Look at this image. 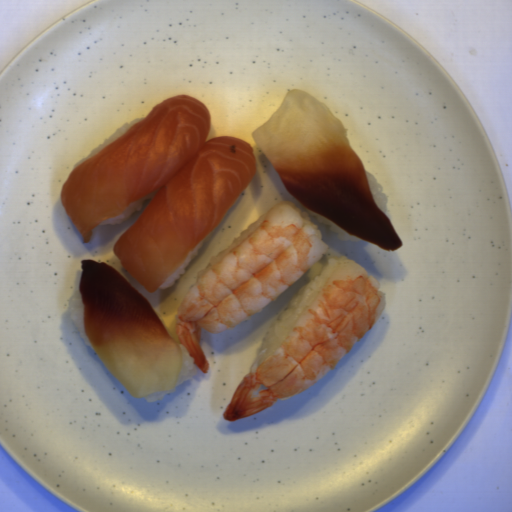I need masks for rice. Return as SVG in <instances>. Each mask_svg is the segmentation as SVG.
Listing matches in <instances>:
<instances>
[{
    "instance_id": "obj_1",
    "label": "rice",
    "mask_w": 512,
    "mask_h": 512,
    "mask_svg": "<svg viewBox=\"0 0 512 512\" xmlns=\"http://www.w3.org/2000/svg\"><path fill=\"white\" fill-rule=\"evenodd\" d=\"M346 261H349L347 256L339 260L327 259V264L321 275L315 276L314 280L290 297L285 309L278 316L277 320L272 323L263 338L258 352L253 358L250 371L253 370L256 363L264 360L293 331L302 314L319 296L331 274L339 265Z\"/></svg>"
},
{
    "instance_id": "obj_2",
    "label": "rice",
    "mask_w": 512,
    "mask_h": 512,
    "mask_svg": "<svg viewBox=\"0 0 512 512\" xmlns=\"http://www.w3.org/2000/svg\"><path fill=\"white\" fill-rule=\"evenodd\" d=\"M300 214L306 219L314 233L318 236L320 240L323 241L321 230L319 229V226L316 225L315 222H312V217H315L317 223L326 225L329 227L330 231L337 235V240L343 241V242H351V243H357L362 241V238H359L357 236H354L352 234H349L347 231H345L342 227L338 226L337 224L331 222L330 220L324 218L323 216L315 213L314 211L310 209L306 210H300Z\"/></svg>"
},
{
    "instance_id": "obj_3",
    "label": "rice",
    "mask_w": 512,
    "mask_h": 512,
    "mask_svg": "<svg viewBox=\"0 0 512 512\" xmlns=\"http://www.w3.org/2000/svg\"><path fill=\"white\" fill-rule=\"evenodd\" d=\"M269 212L264 213L259 219H257L255 222H253L251 225H249L247 228L242 230L238 237H234V240L229 248L226 250L220 252L217 255H211L209 264L203 269L199 270L196 275V283L220 260L222 259L227 253H229L232 249L237 247L239 244L247 240L253 233H255L265 220L266 216Z\"/></svg>"
},
{
    "instance_id": "obj_4",
    "label": "rice",
    "mask_w": 512,
    "mask_h": 512,
    "mask_svg": "<svg viewBox=\"0 0 512 512\" xmlns=\"http://www.w3.org/2000/svg\"><path fill=\"white\" fill-rule=\"evenodd\" d=\"M84 310H85V306L82 302V294H81L80 290L77 289L69 299V315H70V318H71L74 326L76 327L80 337L83 339L85 345L89 346L91 348V350L95 354H97L95 349L91 345V343L87 337V334L85 332Z\"/></svg>"
},
{
    "instance_id": "obj_5",
    "label": "rice",
    "mask_w": 512,
    "mask_h": 512,
    "mask_svg": "<svg viewBox=\"0 0 512 512\" xmlns=\"http://www.w3.org/2000/svg\"><path fill=\"white\" fill-rule=\"evenodd\" d=\"M177 345L179 347L182 363L174 385V389L184 382L194 378V374H197L198 372V367L195 365L194 357L190 356V352L181 343Z\"/></svg>"
},
{
    "instance_id": "obj_6",
    "label": "rice",
    "mask_w": 512,
    "mask_h": 512,
    "mask_svg": "<svg viewBox=\"0 0 512 512\" xmlns=\"http://www.w3.org/2000/svg\"><path fill=\"white\" fill-rule=\"evenodd\" d=\"M215 230V228H214ZM214 230L209 233L199 244H197L190 252L189 254L187 255V257L185 258V260L183 261V263L181 264V266L174 272L172 273L166 280L165 282L159 286L157 289H168L172 286L175 285L176 283V280L180 279L181 275H185L186 273V269L188 267V265L191 263V261L197 257L198 255V251L200 248H202V246L204 245V243H207Z\"/></svg>"
},
{
    "instance_id": "obj_7",
    "label": "rice",
    "mask_w": 512,
    "mask_h": 512,
    "mask_svg": "<svg viewBox=\"0 0 512 512\" xmlns=\"http://www.w3.org/2000/svg\"><path fill=\"white\" fill-rule=\"evenodd\" d=\"M159 190L160 189L157 188L156 190H154L150 194H148V195H146V196H144V197H142V198H140V199H138V200H136L134 202L129 203L124 213H122L119 216L106 219V220L100 222L98 225L116 226L118 224L124 223L125 221H127L131 217V215L135 211H140L141 210L144 201H146V200H150L151 201L154 198L155 194Z\"/></svg>"
},
{
    "instance_id": "obj_8",
    "label": "rice",
    "mask_w": 512,
    "mask_h": 512,
    "mask_svg": "<svg viewBox=\"0 0 512 512\" xmlns=\"http://www.w3.org/2000/svg\"><path fill=\"white\" fill-rule=\"evenodd\" d=\"M146 117L134 119L131 122H125L122 126L118 127L117 130L111 134L108 138H106L102 144H98L95 148L92 149L91 153L85 157H83L81 160H79L73 167L74 169L99 153L101 150H103L106 146H108L110 143H112L114 140H116L118 137L126 133L129 129H131L135 124L140 122Z\"/></svg>"
},
{
    "instance_id": "obj_9",
    "label": "rice",
    "mask_w": 512,
    "mask_h": 512,
    "mask_svg": "<svg viewBox=\"0 0 512 512\" xmlns=\"http://www.w3.org/2000/svg\"><path fill=\"white\" fill-rule=\"evenodd\" d=\"M365 176L367 180L368 187L370 189L372 198L376 204V206L381 209L385 214L388 209L389 199L387 195L384 193V188L380 184L377 183L373 174L365 171Z\"/></svg>"
},
{
    "instance_id": "obj_10",
    "label": "rice",
    "mask_w": 512,
    "mask_h": 512,
    "mask_svg": "<svg viewBox=\"0 0 512 512\" xmlns=\"http://www.w3.org/2000/svg\"><path fill=\"white\" fill-rule=\"evenodd\" d=\"M169 393V392H167ZM167 393H154L149 395H144L143 397L146 399V403H155L157 400H163Z\"/></svg>"
},
{
    "instance_id": "obj_11",
    "label": "rice",
    "mask_w": 512,
    "mask_h": 512,
    "mask_svg": "<svg viewBox=\"0 0 512 512\" xmlns=\"http://www.w3.org/2000/svg\"><path fill=\"white\" fill-rule=\"evenodd\" d=\"M213 138H217V133L215 131L213 124L210 123L209 134H208L206 141L213 139Z\"/></svg>"
}]
</instances>
